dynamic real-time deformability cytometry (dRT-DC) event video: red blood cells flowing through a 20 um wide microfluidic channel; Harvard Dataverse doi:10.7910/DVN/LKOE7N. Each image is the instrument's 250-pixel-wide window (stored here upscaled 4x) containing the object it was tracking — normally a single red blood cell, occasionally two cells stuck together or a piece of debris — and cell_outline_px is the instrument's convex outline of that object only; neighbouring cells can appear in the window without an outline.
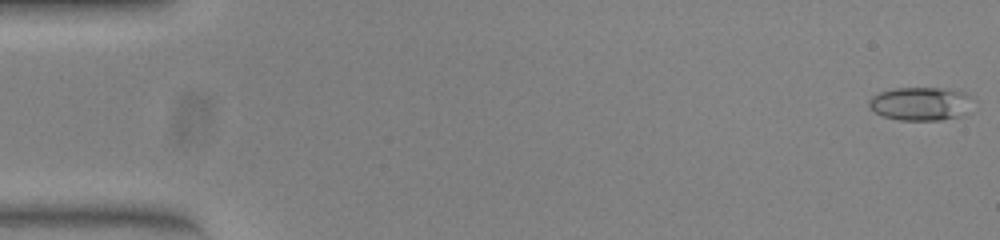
{"species": "common noctule bat (a hibernating species)", "species_latin": "Nyctalus noctula", "temperature_condition": "warm", "stored_images_in_passage": 53, "camera_frame_rate_fps": 3000, "um_per_image_px": 0.085, "animal": {"sex": "female", "body_mass_g": 23.0, "forearm_length_mm": 53.4}, "frame": {"image": 1, "passage_image": 1, "time_ms": 0.0, "image_size_px": [1000, 240], "cell_outline_px": [[976, 100], [956, 116], [940, 120], [900, 120], [884, 116], [876, 112], [868, 104], [868, 100], [872, 96], [880, 92], [892, 88], [948, 88], [964, 92], [976, 96]], "centroid_in_image_um": [78.26, 8.78], "position_along_channel_um": 6.7, "area_um2": 20.17}}
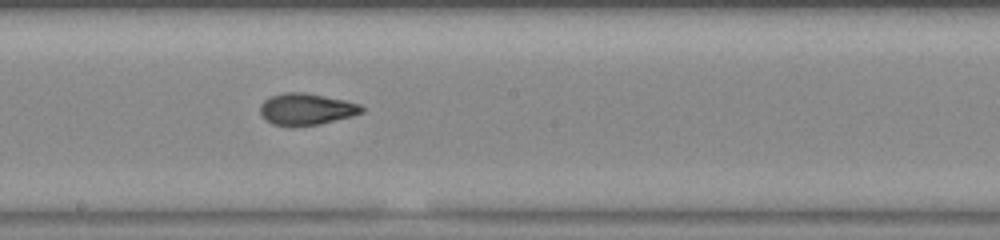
{"frame": {"image": 2, "passage_image": 29, "time_ms": 9.333, "image_size_px": [1000, 240], "cell_outline_px": [[364, 112], [352, 116], [320, 124], [292, 128], [272, 124], [264, 120], [260, 112], [260, 104], [264, 100], [272, 96], [284, 92], [304, 92], [344, 100], [360, 104], [364, 108]], "centroid_in_image_um": [26.01, 9.3], "position_along_channel_um": 222.2, "area_um2": 19.07}}
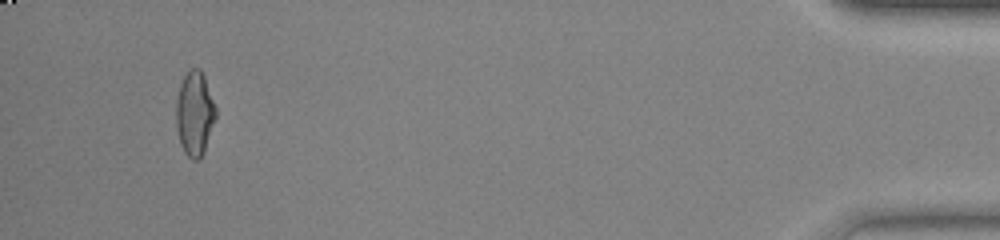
{"frame": {"image": 3, "passage_image": 50, "time_ms": 16.333, "image_size_px": [1000, 240], "cell_outline_px": [[216, 120], [204, 152], [200, 160], [192, 160], [184, 152], [180, 144], [176, 124], [176, 100], [180, 84], [184, 76], [192, 68], [200, 68], [204, 76], [216, 108]], "centroid_in_image_um": [16.55, 9.69], "position_along_channel_um": 418.6, "area_um2": 19.59}, "authors_computed_cell_mechanics": {"area_um2": 18.6694, "velocity_mm_per_s": 3.9028, "shape_relaxation_time_tau1_ms": 5.647, "shape_relaxation_time_tau2_ms": 1.294, "deformation_change_tau1": 0.2186, "deformation_change_tau2": 0.0743}}